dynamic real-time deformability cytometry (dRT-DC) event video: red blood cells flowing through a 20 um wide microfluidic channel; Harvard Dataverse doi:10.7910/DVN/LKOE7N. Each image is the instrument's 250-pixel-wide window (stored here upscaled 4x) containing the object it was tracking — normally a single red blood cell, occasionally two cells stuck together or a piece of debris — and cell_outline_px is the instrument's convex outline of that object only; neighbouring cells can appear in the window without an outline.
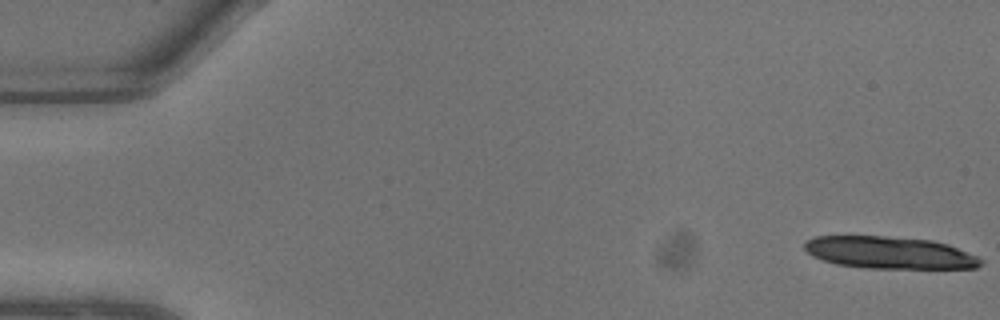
{"species": "common noctule bat (a hibernating species)", "species_latin": "Nyctalus noctula", "temperature_condition": "warm", "stored_images_in_passage": 9, "camera_frame_rate_fps": 3000, "um_per_image_px": 0.085, "animal": {"sex": "male", "body_mass_g": 13.3}, "frame": {"image": 1, "passage_image": 1, "time_ms": 0.0, "image_size_px": [1000, 320], "cell_outline_px": [[984, 264], [976, 268], [868, 268], [836, 264], [812, 256], [804, 248], [804, 240], [816, 236], [884, 236], [932, 240], [948, 244], [976, 256], [984, 260]], "centroid_in_image_um": [75.61, 21.47], "position_along_channel_um": 9.4, "area_um2": 33.06}}
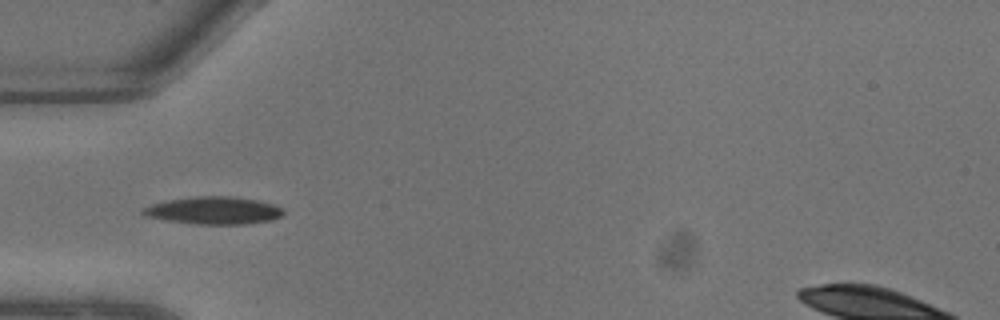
{"frame": {"image": 2, "passage_image": 8, "time_ms": 2.333, "image_size_px": [1000, 320], "cell_outline_px": [[284, 212], [280, 216], [272, 220], [244, 224], [196, 224], [168, 220], [144, 216], [140, 212], [140, 208], [152, 204], [168, 200], [196, 196], [232, 196], [256, 200], [272, 204], [284, 208]], "centroid_in_image_um": [18.14, 17.89], "position_along_channel_um": 66.9, "area_um2": 22.48}}